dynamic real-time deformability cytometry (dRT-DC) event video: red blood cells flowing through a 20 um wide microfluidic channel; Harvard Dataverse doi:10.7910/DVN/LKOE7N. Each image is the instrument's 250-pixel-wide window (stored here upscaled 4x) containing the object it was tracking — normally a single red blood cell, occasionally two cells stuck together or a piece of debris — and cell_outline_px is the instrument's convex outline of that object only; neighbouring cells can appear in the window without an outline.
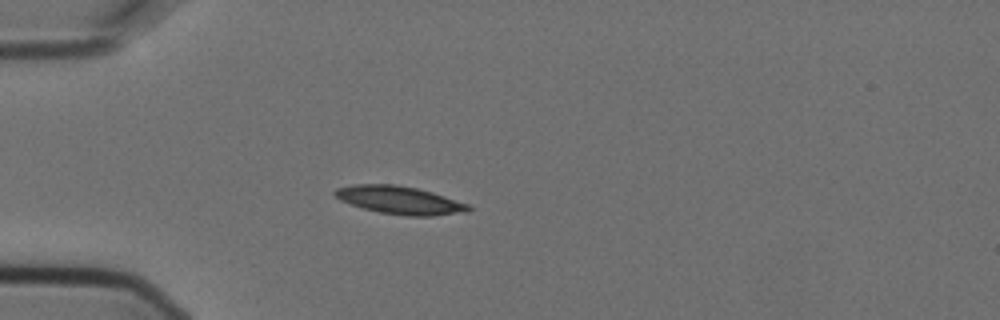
{"species": "Egyptian fruit bat (a non-hibernating species)", "species_latin": "Rousettus aegyptiacus", "temperature_condition": "cold", "stored_images_in_passage": 5, "camera_frame_rate_fps": 3000, "um_per_image_px": 0.085, "animal": {"sex": "female"}, "frame": {"image": 1, "passage_image": 5, "time_ms": 1.333, "image_size_px": [1000, 320], "cell_outline_px": [[472, 208], [468, 212], [432, 216], [408, 216], [380, 212], [364, 208], [340, 200], [332, 192], [336, 188], [356, 184], [396, 184], [416, 188], [432, 192], [468, 204]], "centroid_in_image_um": [33.99, 17.01], "position_along_channel_um": 51.0, "area_um2": 21.62}}